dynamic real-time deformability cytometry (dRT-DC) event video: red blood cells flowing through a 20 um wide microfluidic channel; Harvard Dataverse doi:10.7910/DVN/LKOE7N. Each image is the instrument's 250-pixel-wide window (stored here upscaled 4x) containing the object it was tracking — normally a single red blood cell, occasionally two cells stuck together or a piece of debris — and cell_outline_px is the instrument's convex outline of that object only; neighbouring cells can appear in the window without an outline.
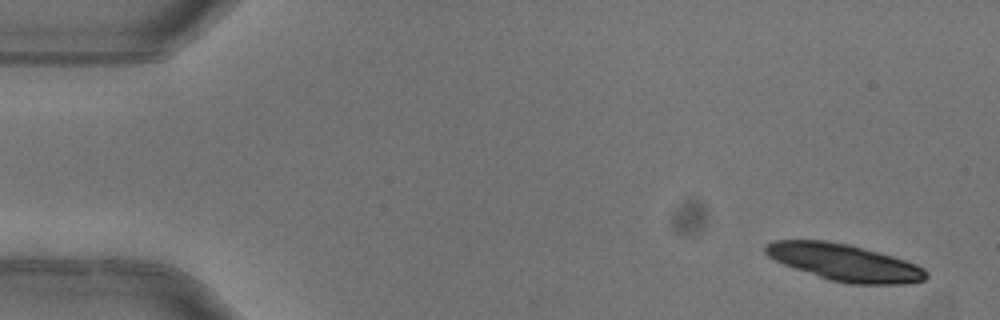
{"species": "common noctule bat (a hibernating species)", "species_latin": "Nyctalus noctula", "temperature_condition": "warm", "stored_images_in_passage": 5, "camera_frame_rate_fps": 3000, "um_per_image_px": 0.085, "animal": {"sex": "female"}, "frame": {"image": 1, "passage_image": 1, "time_ms": 0.0, "image_size_px": [1000, 320], "cell_outline_px": [[928, 276], [924, 280], [900, 284], [848, 284], [828, 280], [784, 264], [768, 256], [764, 252], [764, 244], [772, 240], [828, 240], [848, 244], [892, 256], [916, 264], [924, 268], [928, 272]], "centroid_in_image_um": [71.75, 22.3], "position_along_channel_um": 13.2, "area_um2": 34.45}}